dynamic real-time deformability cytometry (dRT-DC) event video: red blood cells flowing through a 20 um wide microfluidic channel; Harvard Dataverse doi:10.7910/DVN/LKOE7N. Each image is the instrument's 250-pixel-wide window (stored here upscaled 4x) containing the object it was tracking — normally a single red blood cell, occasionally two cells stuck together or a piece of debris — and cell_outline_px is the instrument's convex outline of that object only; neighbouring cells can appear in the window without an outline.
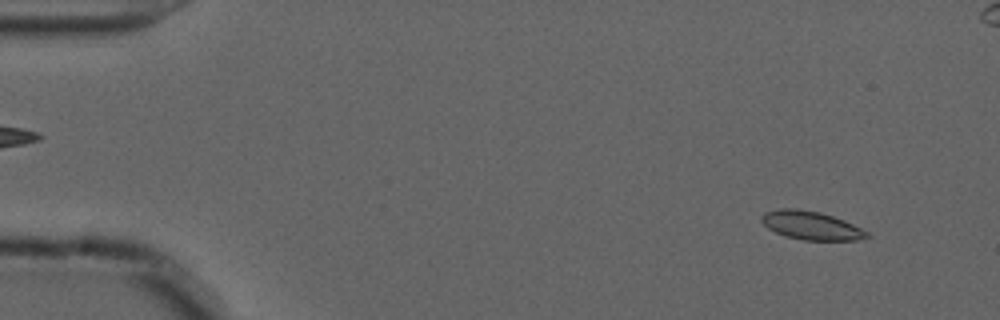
{"species": "common noctule bat (a hibernating species)", "species_latin": "Nyctalus noctula", "temperature_condition": "cold", "stored_images_in_passage": 55, "camera_frame_rate_fps": 3000, "um_per_image_px": 0.085, "animal": {"sex": "male", "forearm_length_mm": 52.5}, "frame": {"image": 1, "passage_image": 3, "time_ms": 0.667, "image_size_px": [1000, 320], "cell_outline_px": [[872, 236], [856, 240], [804, 240], [784, 236], [768, 228], [760, 220], [760, 216], [764, 212], [780, 208], [796, 208], [820, 212], [844, 220], [868, 232]], "centroid_in_image_um": [68.92, 19.16], "position_along_channel_um": 16.1, "area_um2": 17.51}}
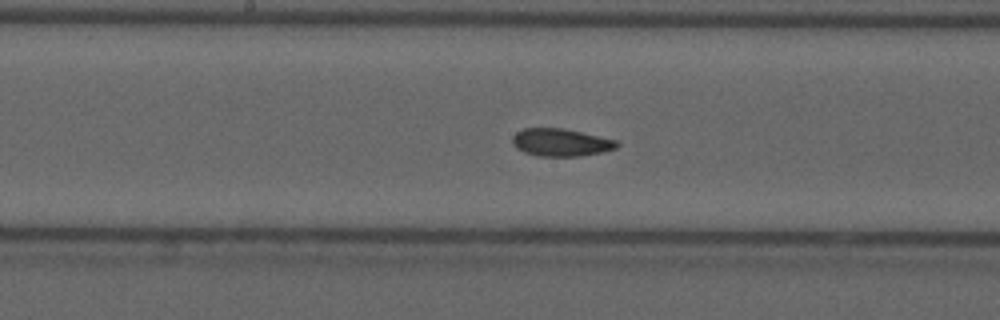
{"frame": {"image": 2, "passage_image": 27, "time_ms": 8.667, "image_size_px": [1000, 320], "cell_outline_px": [[620, 144], [616, 148], [604, 152], [580, 156], [536, 156], [524, 152], [516, 148], [512, 144], [512, 136], [516, 132], [524, 128], [564, 128], [616, 140]], "centroid_in_image_um": [47.65, 12.11], "position_along_channel_um": 200.5, "area_um2": 16.94}}
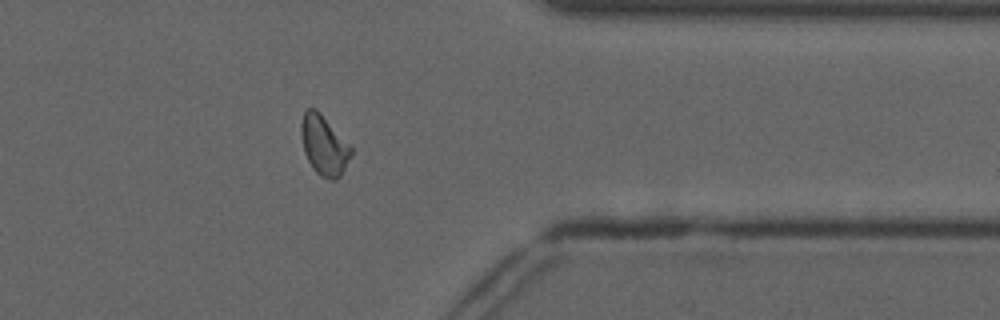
{"frame": {"image": 3, "passage_image": 43, "time_ms": 14.0, "image_size_px": [1000, 320], "cell_outline_px": [[352, 156], [340, 176], [336, 180], [332, 180], [320, 176], [312, 168], [304, 152], [300, 132], [300, 124], [304, 112], [308, 108], [316, 108], [320, 112], [352, 148]], "centroid_in_image_um": [27.52, 12.35], "position_along_channel_um": 383.9, "area_um2": 17.4}, "authors_computed_cell_mechanics": {"area_um2": 17.2822, "velocity_mm_per_s": 3.6658, "shape_relaxation_time_tau1_ms": null, "shape_relaxation_time_tau2_ms": 2.901, "deformation_change_tau1": null, "deformation_change_tau2": 0.0826}}